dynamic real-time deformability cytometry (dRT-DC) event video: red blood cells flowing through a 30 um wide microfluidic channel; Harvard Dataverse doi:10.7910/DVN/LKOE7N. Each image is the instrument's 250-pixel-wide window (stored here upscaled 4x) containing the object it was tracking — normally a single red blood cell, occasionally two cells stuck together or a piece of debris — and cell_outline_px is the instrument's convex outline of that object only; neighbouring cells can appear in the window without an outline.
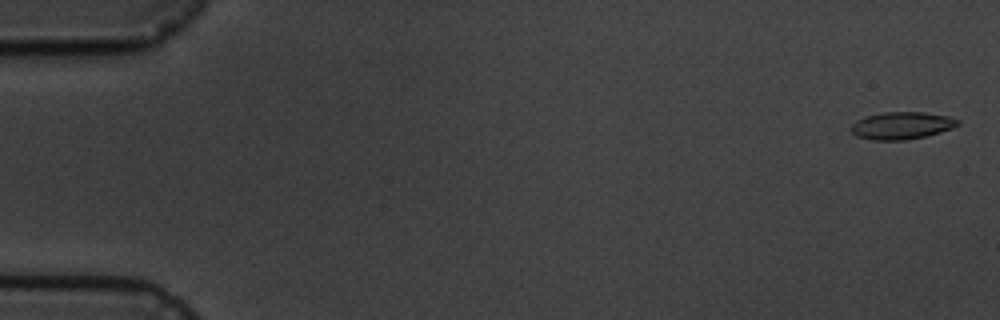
{"species": "common noctule bat (a hibernating species)", "species_latin": "Nyctalus noctula", "temperature_condition": "cold", "stored_images_in_passage": 7, "camera_frame_rate_fps": 3000, "um_per_image_px": 0.085, "animal": {"sex": "male", "body_mass_g": 19.5, "forearm_length_mm": 54.6}, "frame": {"image": 1, "passage_image": 1, "time_ms": 0.0, "image_size_px": [1000, 320], "cell_outline_px": [[960, 124], [952, 128], [940, 132], [924, 136], [904, 140], [872, 140], [856, 136], [848, 128], [856, 120], [864, 116], [884, 112], [924, 112], [948, 116], [960, 120]], "centroid_in_image_um": [76.61, 10.66], "position_along_channel_um": 8.4, "area_um2": 17.11}}
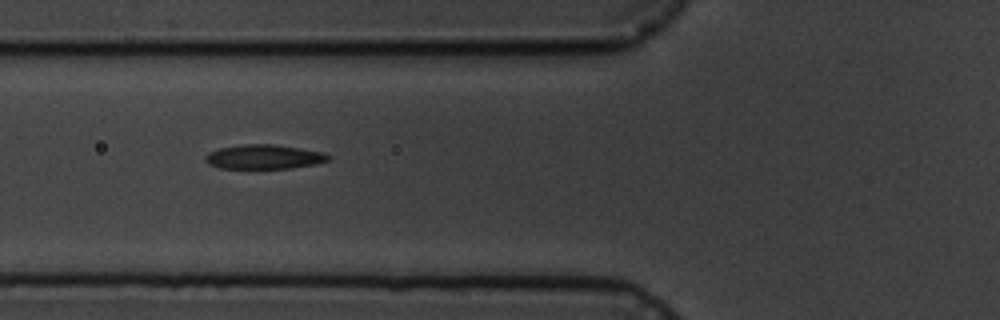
{"frame": {"image": 2, "passage_image": 6, "time_ms": 6.667, "image_size_px": [1000, 320], "cell_outline_px": [[332, 156], [328, 160], [316, 164], [292, 168], [220, 168], [208, 164], [204, 160], [204, 156], [208, 152], [220, 148], [244, 144], [276, 144], [324, 152]], "centroid_in_image_um": [22.44, 13.33], "position_along_channel_um": 103.4, "area_um2": 17.57}}
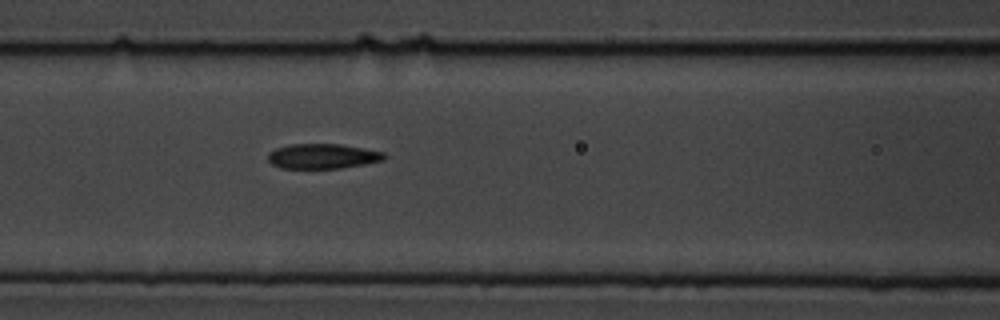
{"frame": {"image": 3, "passage_image": 7, "time_ms": 7.667, "image_size_px": [1000, 320], "cell_outline_px": [[388, 156], [384, 160], [364, 164], [340, 168], [280, 168], [272, 164], [268, 160], [268, 152], [276, 148], [292, 144], [340, 144], [364, 148], [384, 152]], "centroid_in_image_um": [27.44, 13.27], "position_along_channel_um": 139.2, "area_um2": 16.94}}